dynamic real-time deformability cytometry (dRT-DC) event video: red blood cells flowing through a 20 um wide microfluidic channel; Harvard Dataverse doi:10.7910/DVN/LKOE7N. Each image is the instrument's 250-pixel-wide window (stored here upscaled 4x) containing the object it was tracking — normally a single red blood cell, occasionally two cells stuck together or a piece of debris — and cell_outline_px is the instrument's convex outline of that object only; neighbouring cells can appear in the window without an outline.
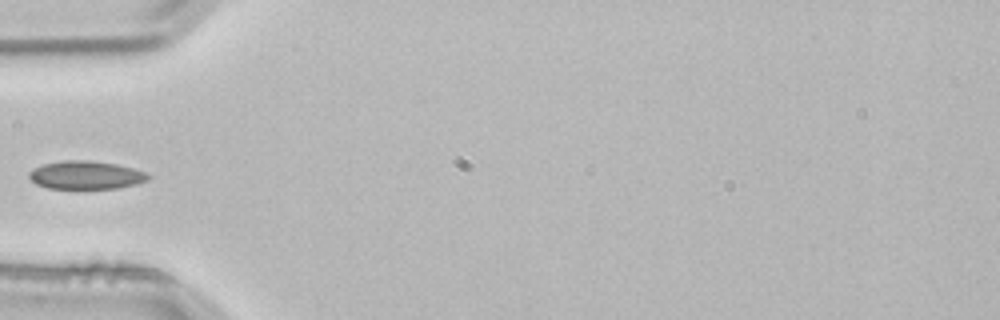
{"species": "common noctule bat (a hibernating species)", "species_latin": "Nyctalus noctula", "temperature_condition": "room temperature", "stored_images_in_passage": 4, "camera_frame_rate_fps": 3000, "um_per_image_px": 0.085, "animal": {"sex": "male", "body_mass_g": 21.5, "forearm_length_mm": 52.0}, "frame": {"image": 1, "passage_image": 2, "time_ms": 0.333, "image_size_px": [1000, 320], "cell_outline_px": [[152, 176], [148, 180], [136, 184], [116, 188], [48, 188], [36, 184], [28, 176], [28, 172], [32, 168], [44, 164], [64, 160], [88, 160], [116, 164], [132, 168], [144, 172]], "centroid_in_image_um": [7.28, 14.87], "position_along_channel_um": 77.7, "area_um2": 19.48}}